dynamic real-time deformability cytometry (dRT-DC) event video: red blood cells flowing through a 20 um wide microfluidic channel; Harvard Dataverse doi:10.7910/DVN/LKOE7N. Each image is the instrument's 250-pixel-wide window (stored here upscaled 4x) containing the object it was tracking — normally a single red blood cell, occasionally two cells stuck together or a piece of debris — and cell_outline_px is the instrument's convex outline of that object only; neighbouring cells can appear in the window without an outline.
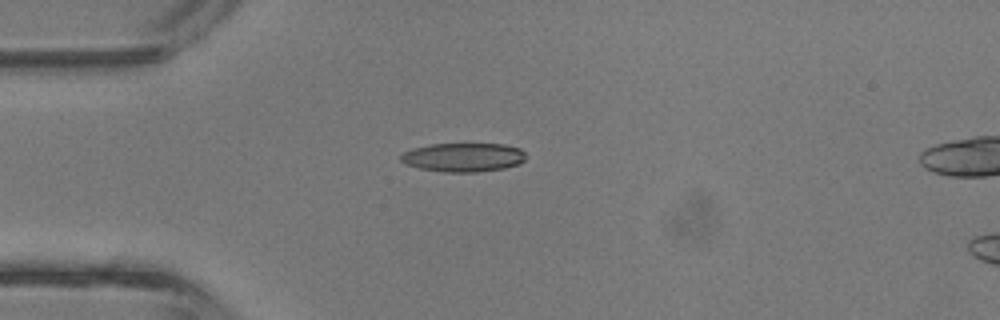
{"species": "common noctule bat (a hibernating species)", "species_latin": "Nyctalus noctula", "temperature_condition": "room temperature", "stored_images_in_passage": 5, "camera_frame_rate_fps": 3000, "um_per_image_px": 0.085, "animal": {"sex": "male", "body_mass_g": 13.3}, "frame": {"image": 1, "passage_image": 4, "time_ms": 1.0, "image_size_px": [1000, 320], "cell_outline_px": [[524, 160], [520, 164], [504, 168], [476, 172], [444, 172], [420, 168], [404, 164], [400, 160], [400, 156], [404, 152], [412, 148], [432, 144], [504, 144], [520, 148], [524, 152]], "centroid_in_image_um": [39.37, 13.37], "position_along_channel_um": 45.6, "area_um2": 21.04}}